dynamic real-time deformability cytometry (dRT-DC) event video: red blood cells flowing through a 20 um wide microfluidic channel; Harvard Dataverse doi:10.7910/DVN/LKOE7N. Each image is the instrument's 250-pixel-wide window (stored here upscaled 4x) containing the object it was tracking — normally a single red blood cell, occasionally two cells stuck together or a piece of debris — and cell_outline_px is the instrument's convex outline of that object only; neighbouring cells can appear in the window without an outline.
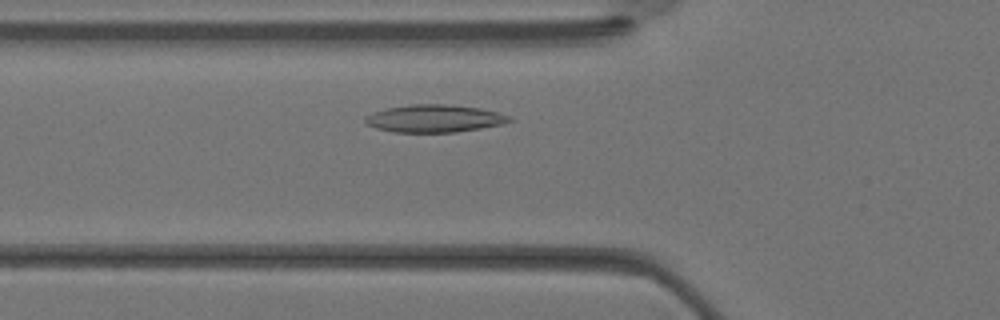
{"species": "Egyptian fruit bat (a non-hibernating species)", "species_latin": "Rousettus aegyptiacus", "temperature_condition": "warm", "stored_images_in_passage": 29, "camera_frame_rate_fps": 3000, "um_per_image_px": 0.085, "animal": {"sex": "female"}, "frame": {"image": 1, "passage_image": 6, "time_ms": 1.667, "image_size_px": [1000, 320], "cell_outline_px": [[512, 120], [504, 124], [456, 132], [396, 132], [376, 128], [368, 124], [364, 120], [364, 116], [372, 112], [388, 108], [408, 104], [452, 104], [480, 108], [496, 112], [508, 116]], "centroid_in_image_um": [36.9, 10.06], "position_along_channel_um": 88.9, "area_um2": 23.12}}
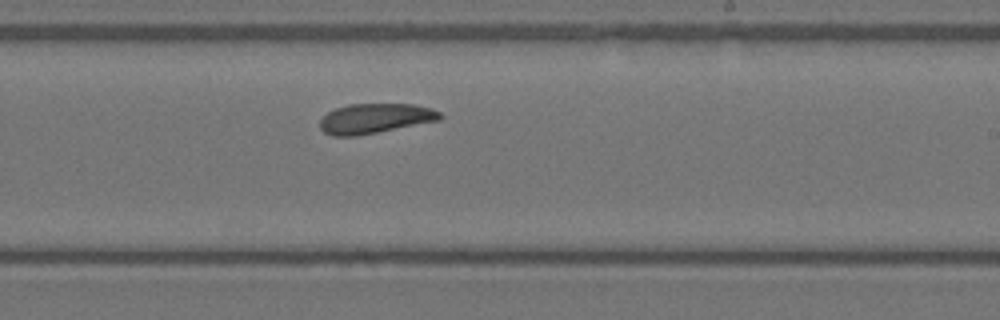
{"frame": {"image": 2, "passage_image": 15, "time_ms": 4.667, "image_size_px": [1000, 320], "cell_outline_px": [[444, 116], [440, 120], [356, 136], [332, 136], [324, 132], [320, 128], [320, 120], [328, 112], [336, 108], [348, 104], [412, 104], [432, 108], [440, 112]], "centroid_in_image_um": [31.89, 10.06], "position_along_channel_um": 257.1, "area_um2": 20.87}}
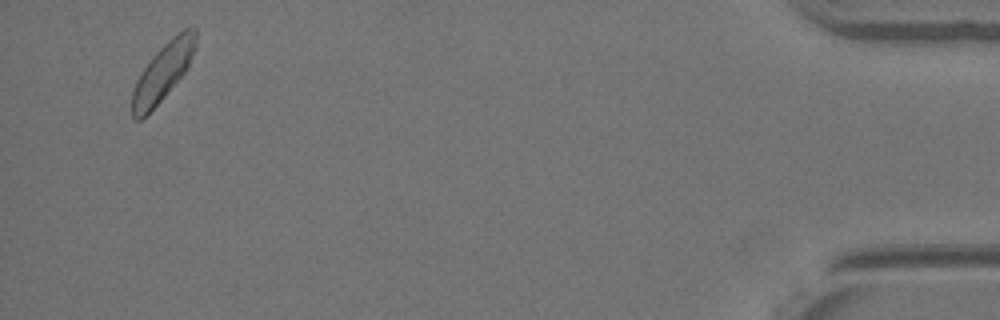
{"frame": {"image": 3, "passage_image": 28, "time_ms": 9.0, "image_size_px": [1000, 320], "cell_outline_px": [[196, 48], [188, 68], [164, 96], [140, 120], [136, 120], [132, 116], [132, 92], [136, 80], [152, 56], [172, 36], [184, 28], [192, 24], [196, 28]], "centroid_in_image_um": [13.88, 6.05], "position_along_channel_um": 421.3, "area_um2": 21.15}}